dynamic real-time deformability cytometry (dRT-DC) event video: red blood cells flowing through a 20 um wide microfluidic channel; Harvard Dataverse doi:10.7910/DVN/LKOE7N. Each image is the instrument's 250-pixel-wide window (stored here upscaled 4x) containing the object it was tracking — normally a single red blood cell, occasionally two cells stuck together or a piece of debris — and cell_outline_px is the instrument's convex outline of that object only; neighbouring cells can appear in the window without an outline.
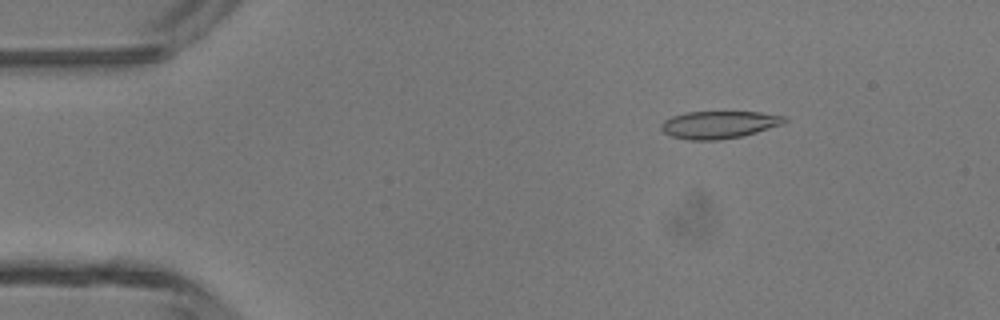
{"species": "common noctule bat (a hibernating species)", "species_latin": "Nyctalus noctula", "temperature_condition": "room temperature", "stored_images_in_passage": 47, "camera_frame_rate_fps": 3000, "um_per_image_px": 0.085, "animal": {"sex": "male", "body_mass_g": 13.3}, "frame": {"image": 1, "passage_image": 7, "time_ms": 2.0, "image_size_px": [1000, 320], "cell_outline_px": [[788, 120], [784, 124], [744, 136], [720, 140], [688, 140], [672, 136], [664, 132], [660, 128], [660, 124], [664, 120], [672, 116], [684, 112], [760, 112], [788, 116]], "centroid_in_image_um": [61.15, 10.6], "position_along_channel_um": 23.8, "area_um2": 20.06}}
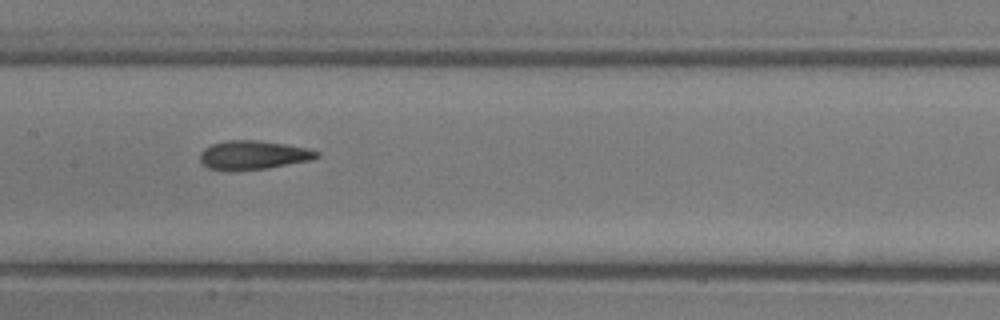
{"frame": {"image": 2, "passage_image": 23, "time_ms": 7.333, "image_size_px": [1000, 320], "cell_outline_px": [[320, 156], [312, 160], [268, 168], [232, 172], [224, 172], [208, 168], [200, 160], [200, 152], [204, 148], [212, 144], [228, 140], [260, 140], [308, 148], [320, 152]], "centroid_in_image_um": [21.51, 13.2], "position_along_channel_um": 185.9, "area_um2": 20.06}}
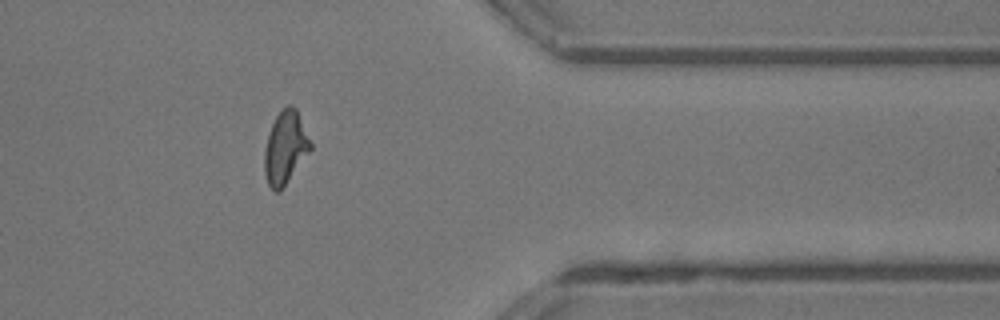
{"frame": {"image": 3, "passage_image": 38, "time_ms": 12.333, "image_size_px": [1000, 320], "cell_outline_px": [[312, 148], [280, 192], [276, 192], [268, 184], [264, 172], [264, 152], [268, 136], [272, 124], [280, 108], [288, 104], [292, 104], [296, 108], [312, 144]], "centroid_in_image_um": [24.25, 12.53], "position_along_channel_um": 387.1, "area_um2": 19.48}, "authors_computed_cell_mechanics": {"area_um2": 19.652, "velocity_mm_per_s": 4.3943, "shape_relaxation_time_tau1_ms": 8.7958, "shape_relaxation_time_tau2_ms": 1.2994, "deformation_change_tau1": 0.2672, "deformation_change_tau2": 0.0848}}